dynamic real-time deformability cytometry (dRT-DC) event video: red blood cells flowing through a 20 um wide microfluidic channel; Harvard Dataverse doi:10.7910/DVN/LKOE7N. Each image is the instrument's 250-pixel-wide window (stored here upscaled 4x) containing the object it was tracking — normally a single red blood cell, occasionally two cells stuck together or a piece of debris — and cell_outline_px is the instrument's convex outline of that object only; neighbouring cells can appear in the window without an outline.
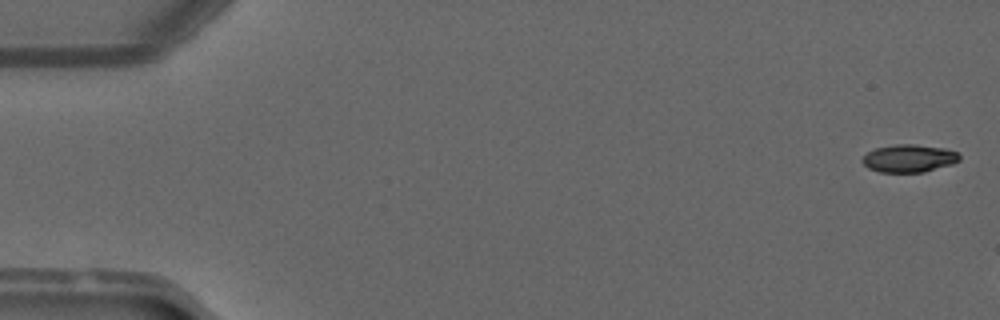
{"species": "common noctule bat (a hibernating species)", "species_latin": "Nyctalus noctula", "temperature_condition": "warm", "stored_images_in_passage": 6, "camera_frame_rate_fps": 3000, "um_per_image_px": 0.085, "animal": {"sex": "male", "forearm_length_mm": 52.5}, "frame": {"image": 1, "passage_image": 1, "time_ms": 0.0, "image_size_px": [1000, 320], "cell_outline_px": [[960, 160], [952, 164], [924, 172], [880, 172], [868, 168], [860, 160], [868, 152], [876, 148], [896, 144], [916, 144], [944, 148], [956, 152], [960, 156]], "centroid_in_image_um": [77.26, 13.46], "position_along_channel_um": 7.7, "area_um2": 15.66}}